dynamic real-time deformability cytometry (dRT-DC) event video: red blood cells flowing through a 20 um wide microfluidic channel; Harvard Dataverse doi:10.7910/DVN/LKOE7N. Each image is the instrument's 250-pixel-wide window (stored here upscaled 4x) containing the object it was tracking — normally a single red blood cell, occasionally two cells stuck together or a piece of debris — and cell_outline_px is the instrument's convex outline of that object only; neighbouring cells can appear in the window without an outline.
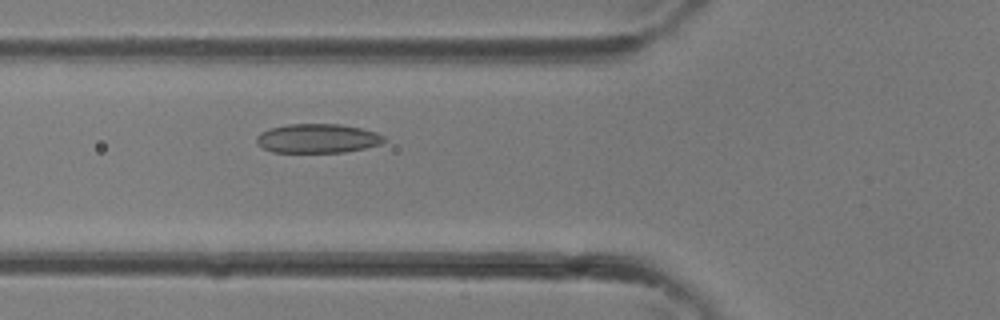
{"species": "common noctule bat (a hibernating species)", "species_latin": "Nyctalus noctula", "temperature_condition": "room temperature", "stored_images_in_passage": 37, "camera_frame_rate_fps": 3000, "um_per_image_px": 0.085, "animal": {"sex": "female"}, "frame": {"image": 1, "passage_image": 14, "time_ms": 4.333, "image_size_px": [1000, 320], "cell_outline_px": [[384, 140], [380, 144], [364, 148], [344, 152], [272, 152], [256, 144], [256, 136], [260, 132], [272, 128], [288, 124], [340, 124], [360, 128], [376, 132], [384, 136]], "centroid_in_image_um": [26.96, 11.76], "position_along_channel_um": 98.8, "area_um2": 21.56}}
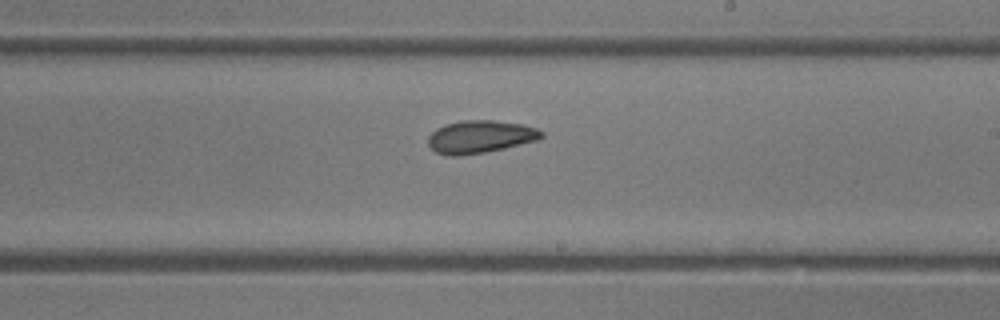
{"frame": {"image": 2, "passage_image": 22, "time_ms": 7.0, "image_size_px": [1000, 320], "cell_outline_px": [[544, 136], [536, 140], [504, 148], [484, 152], [460, 156], [448, 156], [436, 152], [428, 144], [428, 136], [436, 128], [444, 124], [460, 120], [492, 120], [524, 124], [536, 128], [544, 132]], "centroid_in_image_um": [40.79, 11.61], "position_along_channel_um": 248.2, "area_um2": 21.68}}
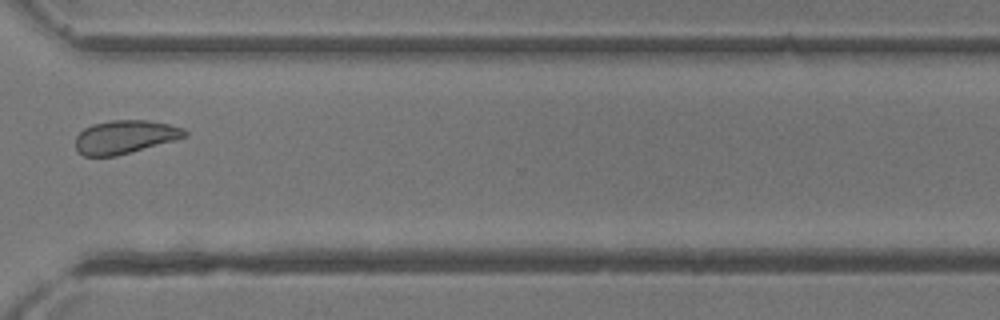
{"frame": {"image": 3, "passage_image": 28, "time_ms": 9.0, "image_size_px": [1000, 320], "cell_outline_px": [[188, 136], [176, 140], [116, 156], [84, 156], [76, 148], [76, 136], [84, 128], [92, 124], [112, 120], [144, 120], [168, 124], [184, 128], [188, 132]], "centroid_in_image_um": [10.64, 11.64], "position_along_channel_um": 360.0, "area_um2": 21.21}}